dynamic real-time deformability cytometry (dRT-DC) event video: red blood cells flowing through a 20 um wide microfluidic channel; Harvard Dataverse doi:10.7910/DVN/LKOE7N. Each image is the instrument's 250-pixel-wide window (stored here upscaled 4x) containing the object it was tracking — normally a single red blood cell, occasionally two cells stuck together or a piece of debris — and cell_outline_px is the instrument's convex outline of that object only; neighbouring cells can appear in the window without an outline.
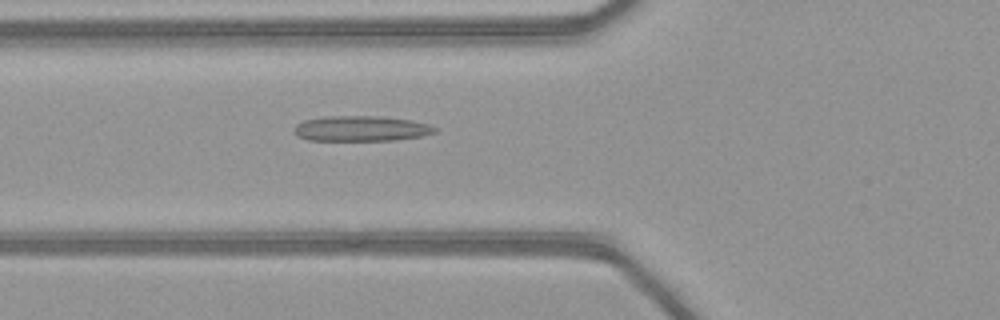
{"species": "common noctule bat (a hibernating species)", "species_latin": "Nyctalus noctula", "temperature_condition": "warm", "stored_images_in_passage": 45, "camera_frame_rate_fps": 3000, "um_per_image_px": 0.085, "animal": {"sex": "female", "body_mass_g": 21.9}, "frame": {"image": 1, "passage_image": 14, "time_ms": 4.333, "image_size_px": [1000, 320], "cell_outline_px": [[440, 128], [436, 132], [420, 136], [396, 140], [308, 140], [296, 136], [292, 132], [292, 128], [296, 124], [304, 120], [324, 116], [380, 116], [412, 120], [428, 124]], "centroid_in_image_um": [30.66, 10.92], "position_along_channel_um": 95.1, "area_um2": 21.04}}
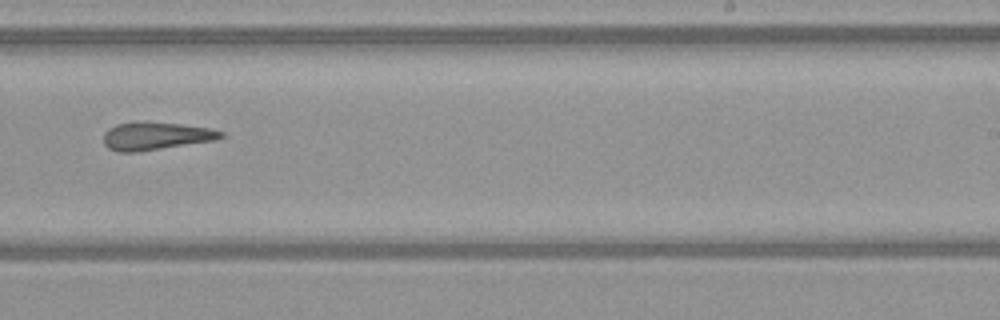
{"frame": {"image": 2, "passage_image": 27, "time_ms": 8.667, "image_size_px": [1000, 320], "cell_outline_px": [[224, 136], [216, 140], [136, 152], [116, 152], [108, 148], [104, 144], [104, 132], [108, 128], [116, 124], [180, 124], [212, 128], [224, 132]], "centroid_in_image_um": [13.26, 11.6], "position_along_channel_um": 275.7, "area_um2": 18.44}}
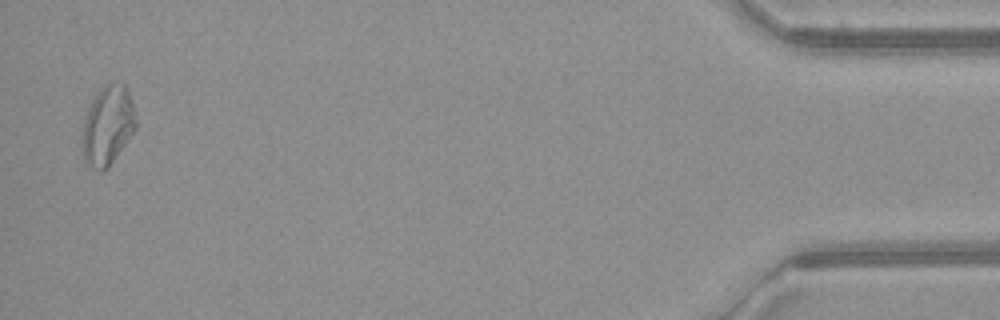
{"frame": {"image": 3, "passage_image": 44, "time_ms": 14.333, "image_size_px": [1000, 320], "cell_outline_px": [[136, 128], [108, 168], [104, 172], [100, 172], [92, 168], [84, 160], [84, 120], [88, 108], [96, 92], [104, 84], [124, 84], [128, 88], [136, 116]], "centroid_in_image_um": [9.18, 10.66], "position_along_channel_um": 426.0, "area_um2": 24.45}, "authors_computed_cell_mechanics": {"area_um2": 20.0566, "velocity_mm_per_s": 4.1571, "shape_relaxation_time_tau1_ms": null, "shape_relaxation_time_tau2_ms": 3.6477, "deformation_change_tau1": null, "deformation_change_tau2": 0.1581}}